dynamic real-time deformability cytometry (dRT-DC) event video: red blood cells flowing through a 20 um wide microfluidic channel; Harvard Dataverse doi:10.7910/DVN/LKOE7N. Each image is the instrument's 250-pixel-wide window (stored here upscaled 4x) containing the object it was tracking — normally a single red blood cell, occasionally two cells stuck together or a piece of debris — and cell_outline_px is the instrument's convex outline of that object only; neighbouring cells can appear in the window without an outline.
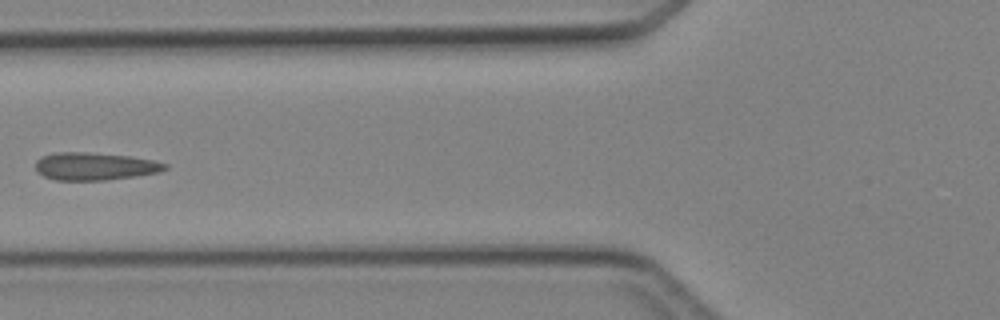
{"species": "Egyptian fruit bat (a non-hibernating species)", "species_latin": "Rousettus aegyptiacus", "temperature_condition": "cold", "stored_images_in_passage": 5, "camera_frame_rate_fps": 3000, "um_per_image_px": 0.085, "animal": {"sex": "female"}, "frame": {"image": 1, "passage_image": 5, "time_ms": 5.667, "image_size_px": [1000, 320], "cell_outline_px": [[168, 168], [160, 172], [136, 176], [104, 180], [56, 180], [44, 176], [36, 172], [36, 160], [40, 156], [56, 152], [84, 152], [132, 156], [156, 160], [168, 164]], "centroid_in_image_um": [8.07, 14.13], "position_along_channel_um": 117.7, "area_um2": 21.1}}